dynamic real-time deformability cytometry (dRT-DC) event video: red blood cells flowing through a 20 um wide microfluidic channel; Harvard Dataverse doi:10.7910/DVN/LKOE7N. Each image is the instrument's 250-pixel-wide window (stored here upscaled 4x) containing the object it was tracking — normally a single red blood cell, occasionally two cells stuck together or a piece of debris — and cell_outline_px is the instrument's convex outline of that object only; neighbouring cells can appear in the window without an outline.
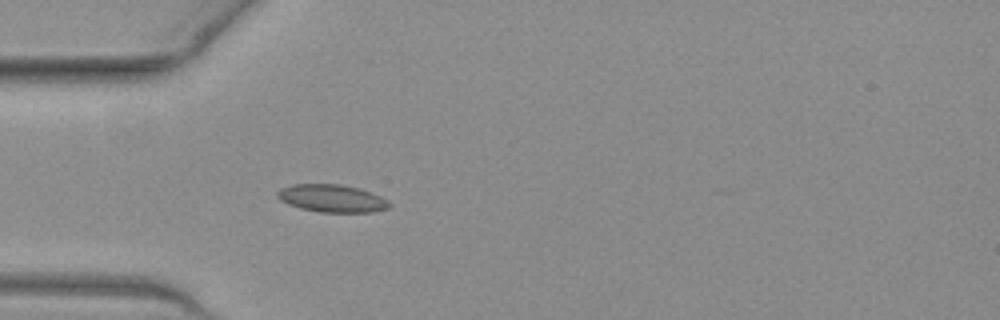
{"species": "common noctule bat (a hibernating species)", "species_latin": "Nyctalus noctula", "temperature_condition": "warm", "stored_images_in_passage": 33, "camera_frame_rate_fps": 3000, "um_per_image_px": 0.085, "animal": {"sex": "female", "body_mass_g": 19.3, "forearm_length_mm": 54.1}, "frame": {"image": 1, "passage_image": 1, "time_ms": 0.0, "image_size_px": [1000, 320], "cell_outline_px": [[392, 204], [388, 208], [372, 212], [320, 212], [300, 208], [288, 204], [280, 200], [276, 196], [276, 192], [280, 188], [292, 184], [340, 184], [360, 188], [380, 196], [388, 200]], "centroid_in_image_um": [28.2, 16.85], "position_along_channel_um": 56.8, "area_um2": 18.15}}
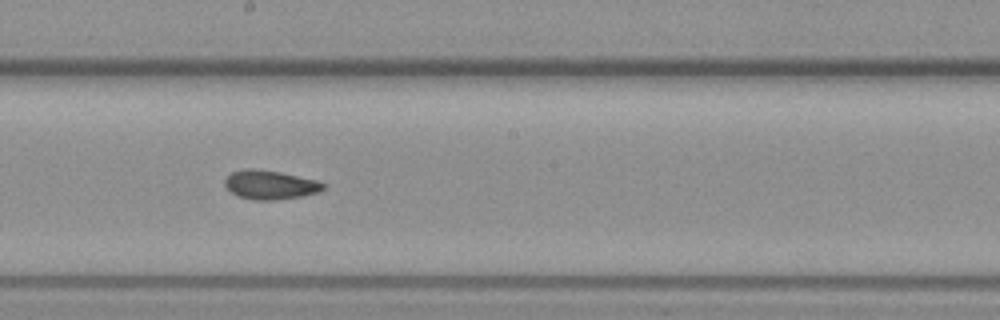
{"frame": {"image": 2, "passage_image": 14, "time_ms": 4.333, "image_size_px": [1000, 320], "cell_outline_px": [[328, 184], [320, 192], [300, 196], [276, 200], [252, 200], [240, 196], [232, 192], [224, 184], [224, 180], [232, 172], [244, 168], [252, 168], [280, 172], [316, 180]], "centroid_in_image_um": [22.98, 15.7], "position_along_channel_um": 225.2, "area_um2": 16.59}}
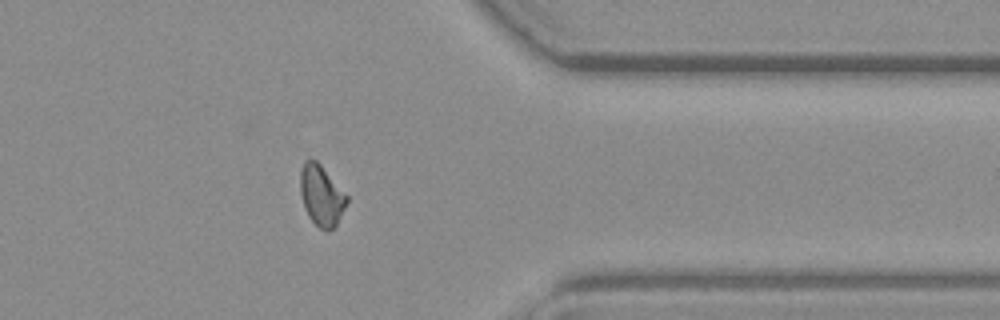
{"frame": {"image": 3, "passage_image": 27, "time_ms": 8.667, "image_size_px": [1000, 320], "cell_outline_px": [[348, 200], [336, 224], [328, 232], [320, 228], [308, 216], [304, 208], [300, 192], [300, 172], [304, 160], [316, 160], [320, 164], [348, 196]], "centroid_in_image_um": [27.3, 16.61], "position_along_channel_um": 384.1, "area_um2": 16.24}, "authors_computed_cell_mechanics": {"area_um2": 16.5308, "velocity_mm_per_s": 3.993, "shape_relaxation_time_tau1_ms": 5.5805, "shape_relaxation_time_tau2_ms": 1.97, "deformation_change_tau1": 0.1233, "deformation_change_tau2": 0.0768}}